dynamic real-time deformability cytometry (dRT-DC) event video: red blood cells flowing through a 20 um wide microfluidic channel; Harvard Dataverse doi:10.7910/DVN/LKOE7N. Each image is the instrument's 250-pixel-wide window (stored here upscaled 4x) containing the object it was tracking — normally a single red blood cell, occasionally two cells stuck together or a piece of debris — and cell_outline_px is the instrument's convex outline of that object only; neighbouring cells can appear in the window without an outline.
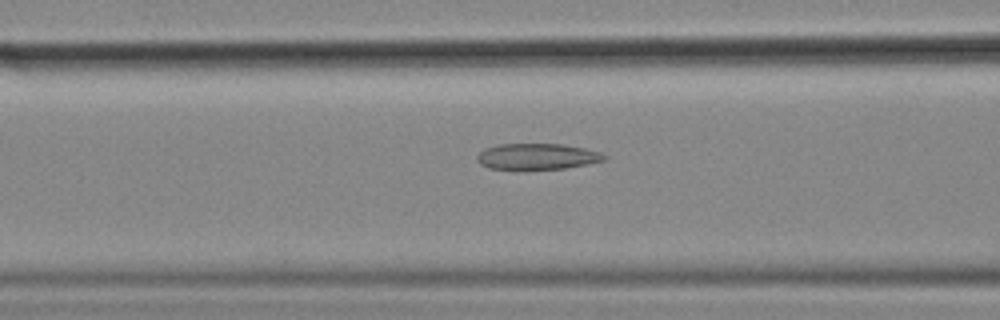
{"species": "common noctule bat (a hibernating species)", "species_latin": "Nyctalus noctula", "temperature_condition": "cold", "stored_images_in_passage": 56, "camera_frame_rate_fps": 3000, "um_per_image_px": 0.085, "animal": {"sex": "female", "body_mass_g": 18.4}, "frame": {"image": 1, "passage_image": 22, "time_ms": 7.0, "image_size_px": [1000, 320], "cell_outline_px": [[608, 156], [604, 160], [564, 168], [488, 168], [480, 164], [476, 160], [476, 156], [484, 148], [500, 144], [564, 144], [588, 148], [600, 152]], "centroid_in_image_um": [45.66, 13.27], "position_along_channel_um": 120.9, "area_um2": 19.02}}
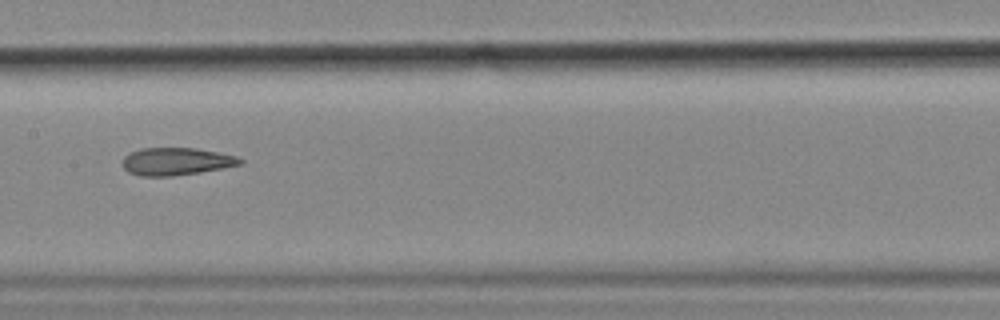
{"frame": {"image": 2, "passage_image": 28, "time_ms": 9.0, "image_size_px": [1000, 320], "cell_outline_px": [[244, 164], [200, 172], [172, 176], [140, 176], [128, 172], [124, 168], [124, 156], [140, 148], [196, 148], [236, 156], [244, 160]], "centroid_in_image_um": [15.0, 13.72], "position_along_channel_um": 192.4, "area_um2": 18.79}}
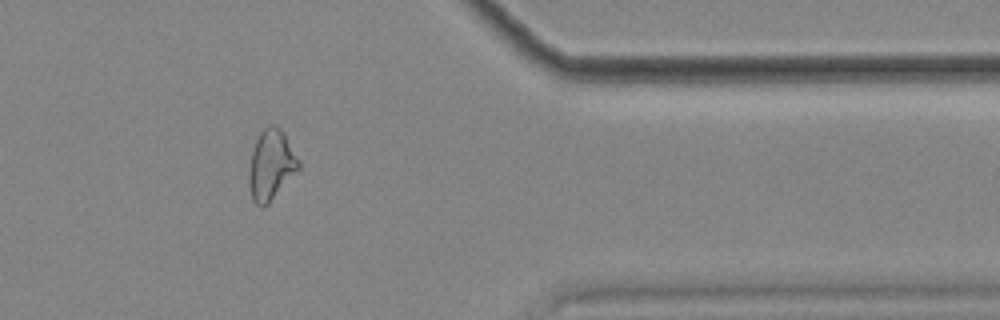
{"frame": {"image": 3, "passage_image": 46, "time_ms": 15.0, "image_size_px": [1000, 320], "cell_outline_px": [[300, 168], [268, 204], [256, 204], [252, 200], [248, 184], [248, 172], [252, 152], [256, 140], [260, 132], [268, 124], [276, 124], [284, 132], [300, 160]], "centroid_in_image_um": [23.05, 13.98], "position_along_channel_um": 388.4, "area_um2": 20.4}, "authors_computed_cell_mechanics": {"area_um2": 21.0681, "velocity_mm_per_s": 3.5667, "shape_relaxation_time_tau1_ms": null, "shape_relaxation_time_tau2_ms": 5.1091, "deformation_change_tau1": null, "deformation_change_tau2": 0.1547}}